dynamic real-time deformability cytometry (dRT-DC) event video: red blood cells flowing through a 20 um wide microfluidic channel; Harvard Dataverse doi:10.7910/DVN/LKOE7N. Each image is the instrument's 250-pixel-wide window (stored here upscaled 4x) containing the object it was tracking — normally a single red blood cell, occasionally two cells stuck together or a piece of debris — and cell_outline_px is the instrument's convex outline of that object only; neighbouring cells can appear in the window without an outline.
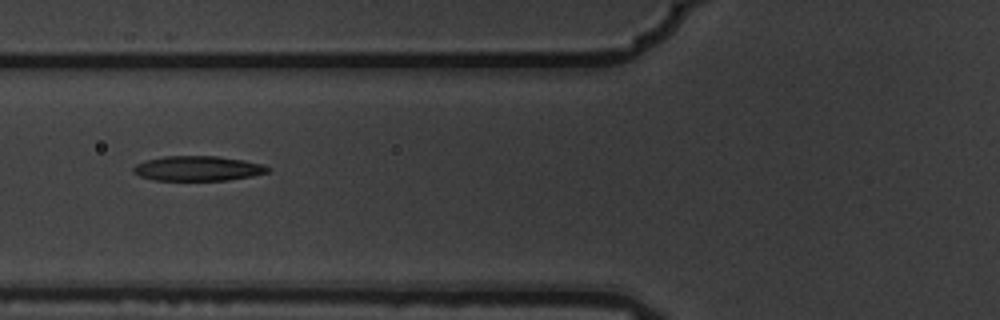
{"species": "common noctule bat (a hibernating species)", "species_latin": "Nyctalus noctula", "temperature_condition": "warm", "stored_images_in_passage": 9, "camera_frame_rate_fps": 3000, "um_per_image_px": 0.085, "animal": {"sex": "male", "body_mass_g": 19.5, "forearm_length_mm": 54.6}, "frame": {"image": 1, "passage_image": 7, "time_ms": 2.0, "image_size_px": [1000, 320], "cell_outline_px": [[272, 168], [268, 172], [252, 176], [228, 180], [152, 180], [140, 176], [132, 172], [132, 168], [136, 164], [148, 160], [164, 156], [216, 156], [244, 160], [264, 164]], "centroid_in_image_um": [16.83, 14.32], "position_along_channel_um": 109.0, "area_um2": 19.54}}
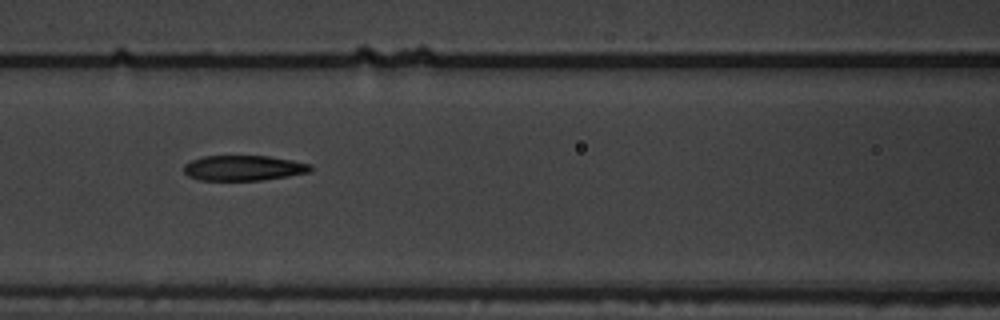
{"frame": {"image": 2, "passage_image": 8, "time_ms": 2.333, "image_size_px": [1000, 320], "cell_outline_px": [[312, 172], [288, 176], [260, 180], [200, 180], [188, 176], [184, 172], [184, 164], [192, 160], [204, 156], [268, 156], [292, 160], [312, 164]], "centroid_in_image_um": [20.73, 14.28], "position_along_channel_um": 145.9, "area_um2": 18.67}}
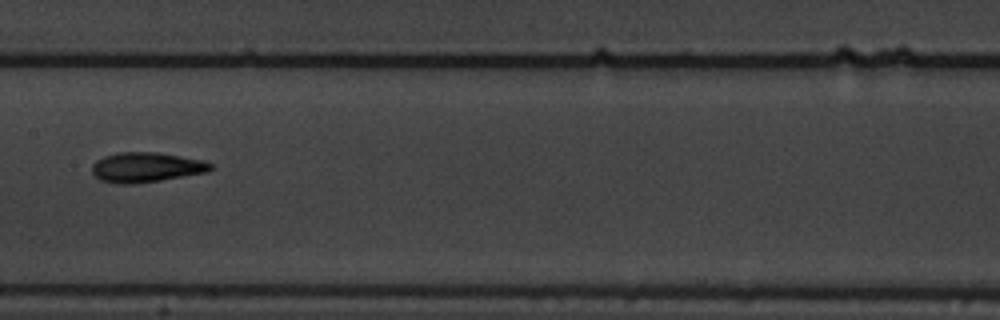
{"frame": {"image": 3, "passage_image": 9, "time_ms": 2.667, "image_size_px": [1000, 320], "cell_outline_px": [[216, 168], [208, 172], [160, 180], [132, 184], [120, 184], [100, 180], [92, 172], [92, 164], [96, 160], [104, 156], [120, 152], [156, 152], [204, 160], [212, 164]], "centroid_in_image_um": [12.45, 14.22], "position_along_channel_um": 194.9, "area_um2": 20.69}}